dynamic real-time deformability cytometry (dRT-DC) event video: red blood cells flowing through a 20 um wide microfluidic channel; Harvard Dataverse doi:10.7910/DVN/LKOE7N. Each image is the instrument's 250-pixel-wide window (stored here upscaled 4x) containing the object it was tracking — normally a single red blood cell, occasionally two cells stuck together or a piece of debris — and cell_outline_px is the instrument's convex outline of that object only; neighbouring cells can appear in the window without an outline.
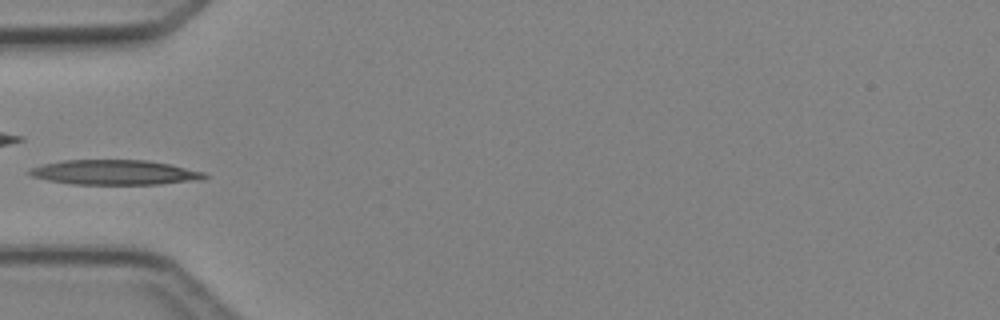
{"species": "Egyptian fruit bat (a non-hibernating species)", "species_latin": "Rousettus aegyptiacus", "temperature_condition": "cold", "stored_images_in_passage": 5, "camera_frame_rate_fps": 3000, "um_per_image_px": 0.085, "animal": {"sex": "female"}, "frame": {"image": 1, "passage_image": 4, "time_ms": 3.667, "image_size_px": [1000, 320], "cell_outline_px": [[208, 176], [204, 180], [160, 184], [72, 184], [48, 180], [32, 176], [28, 172], [28, 168], [44, 164], [64, 160], [148, 160], [168, 164], [204, 172]], "centroid_in_image_um": [9.77, 14.65], "position_along_channel_um": 75.2, "area_um2": 25.32}}
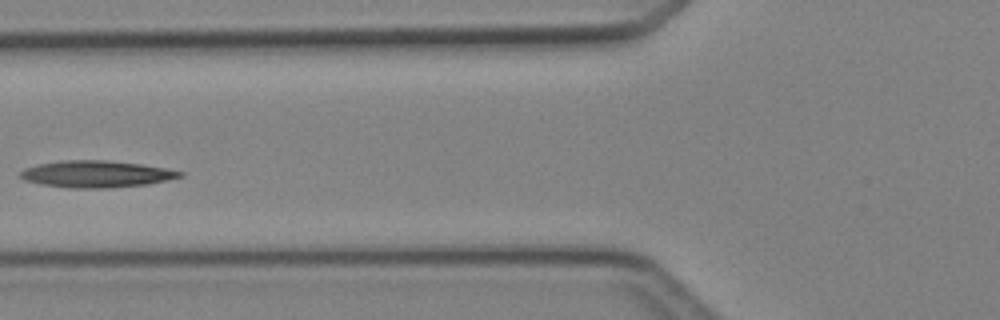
{"frame": {"image": 2, "passage_image": 5, "time_ms": 4.667, "image_size_px": [1000, 320], "cell_outline_px": [[184, 176], [148, 184], [112, 188], [68, 188], [40, 184], [24, 180], [16, 176], [24, 168], [36, 164], [60, 160], [104, 160], [140, 164], [164, 168], [184, 172]], "centroid_in_image_um": [8.12, 14.8], "position_along_channel_um": 117.7, "area_um2": 25.14}}